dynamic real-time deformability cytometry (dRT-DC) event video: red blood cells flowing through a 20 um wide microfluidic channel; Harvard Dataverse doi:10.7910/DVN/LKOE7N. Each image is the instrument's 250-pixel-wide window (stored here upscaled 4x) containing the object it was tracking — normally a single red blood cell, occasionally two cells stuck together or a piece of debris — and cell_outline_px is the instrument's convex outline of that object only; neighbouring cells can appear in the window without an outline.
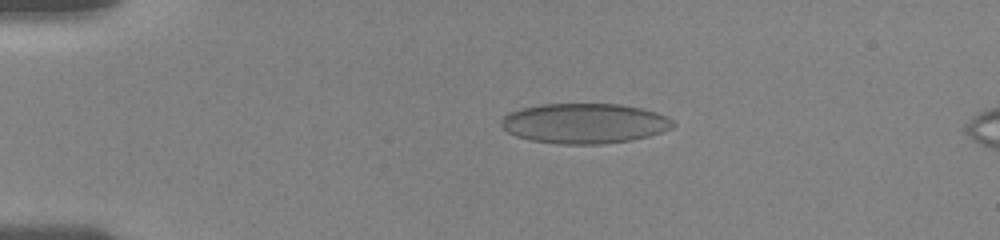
{"species": "human", "species_latin": "Homo sapiens", "temperature_condition": "room temperature", "stored_images_in_passage": 20, "camera_frame_rate_fps": 3000, "um_per_image_px": 0.085, "donor": {"sex": "female"}, "frame": {"image": 1, "passage_image": 8, "time_ms": 3.0, "image_size_px": [1000, 240], "cell_outline_px": [[676, 124], [672, 128], [648, 136], [632, 140], [600, 144], [556, 144], [532, 140], [516, 136], [508, 132], [500, 124], [500, 120], [504, 116], [520, 108], [540, 104], [620, 104], [640, 108], [656, 112], [672, 120]], "centroid_in_image_um": [49.67, 10.49], "position_along_channel_um": 35.3, "area_um2": 40.06}}
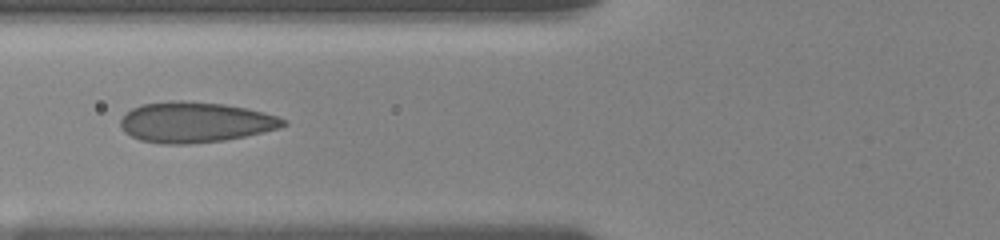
{"frame": {"image": 2, "passage_image": 15, "time_ms": 6.333, "image_size_px": [1000, 240], "cell_outline_px": [[288, 124], [280, 128], [264, 132], [224, 140], [188, 144], [160, 144], [140, 140], [124, 132], [120, 124], [120, 120], [132, 108], [140, 104], [172, 100], [184, 100], [224, 104], [264, 112], [288, 120]], "centroid_in_image_um": [16.59, 10.39], "position_along_channel_um": 109.2, "area_um2": 38.55}}
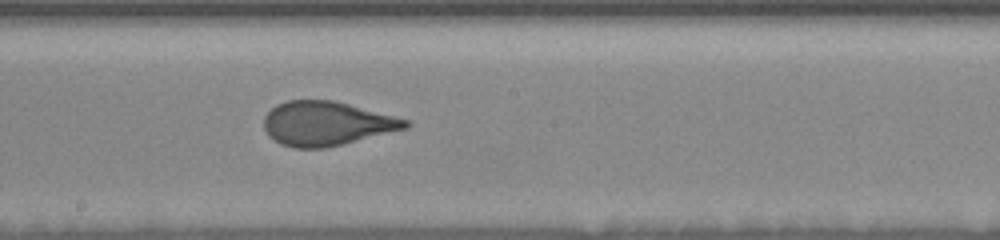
{"frame": {"image": 3, "passage_image": 20, "time_ms": 9.333, "image_size_px": [1000, 240], "cell_outline_px": [[412, 124], [408, 128], [344, 144], [324, 148], [292, 148], [280, 144], [268, 136], [264, 128], [264, 116], [276, 104], [288, 100], [332, 100], [348, 104], [408, 120]], "centroid_in_image_um": [27.73, 10.51], "position_along_channel_um": 220.5, "area_um2": 36.41}}